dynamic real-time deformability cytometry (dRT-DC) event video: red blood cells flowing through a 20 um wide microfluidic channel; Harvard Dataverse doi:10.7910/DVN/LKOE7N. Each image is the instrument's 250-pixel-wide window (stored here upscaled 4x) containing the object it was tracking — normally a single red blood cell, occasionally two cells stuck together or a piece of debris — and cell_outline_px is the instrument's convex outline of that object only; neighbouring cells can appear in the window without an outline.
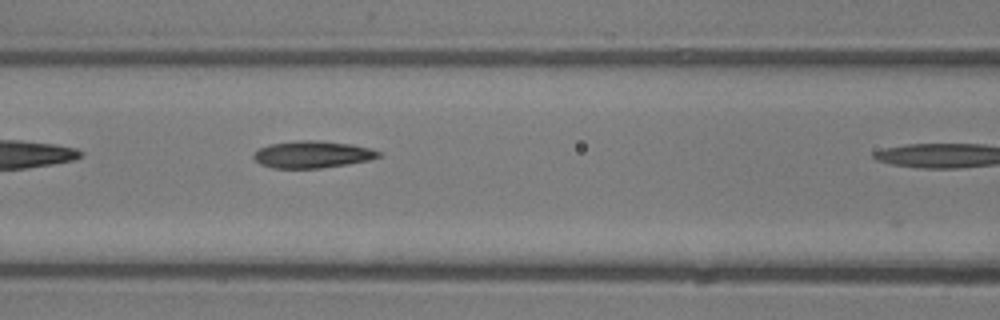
{"species": "common noctule bat (a hibernating species)", "species_latin": "Nyctalus noctula", "temperature_condition": "room temperature", "stored_images_in_passage": 5, "camera_frame_rate_fps": 3000, "um_per_image_px": 0.085, "animal": {"sex": "male", "body_mass_g": 13.3}, "frame": {"image": 1, "passage_image": 4, "time_ms": 1.0, "image_size_px": [1000, 320], "cell_outline_px": [[384, 156], [368, 160], [348, 164], [320, 168], [272, 168], [260, 164], [252, 156], [260, 148], [268, 144], [296, 140], [320, 140], [352, 144], [368, 148], [380, 152]], "centroid_in_image_um": [26.56, 13.12], "position_along_channel_um": 140.0, "area_um2": 19.77}}